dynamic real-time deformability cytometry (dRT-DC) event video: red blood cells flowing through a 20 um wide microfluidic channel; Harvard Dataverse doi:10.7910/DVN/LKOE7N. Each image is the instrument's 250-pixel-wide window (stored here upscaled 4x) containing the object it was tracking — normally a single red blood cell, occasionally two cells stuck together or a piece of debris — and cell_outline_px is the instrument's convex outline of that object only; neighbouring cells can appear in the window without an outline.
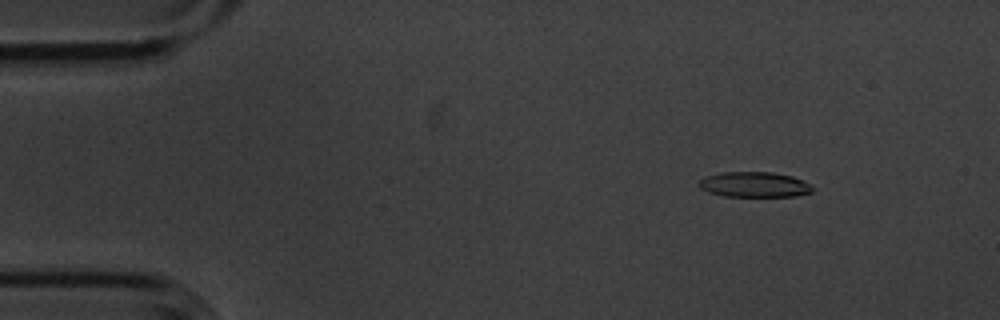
{"species": "common noctule bat (a hibernating species)", "species_latin": "Nyctalus noctula", "temperature_condition": "cold", "stored_images_in_passage": 5, "camera_frame_rate_fps": 3000, "um_per_image_px": 0.085, "animal": {"sex": "male", "body_mass_g": 20.1, "forearm_length_mm": 53.5}, "frame": {"image": 1, "passage_image": 1, "time_ms": 0.0, "image_size_px": [1000, 320], "cell_outline_px": [[812, 192], [796, 196], [724, 196], [708, 192], [700, 188], [696, 184], [704, 176], [720, 172], [772, 172], [792, 176], [808, 184], [812, 188]], "centroid_in_image_um": [64.04, 15.68], "position_along_channel_um": 21.0, "area_um2": 16.7}}
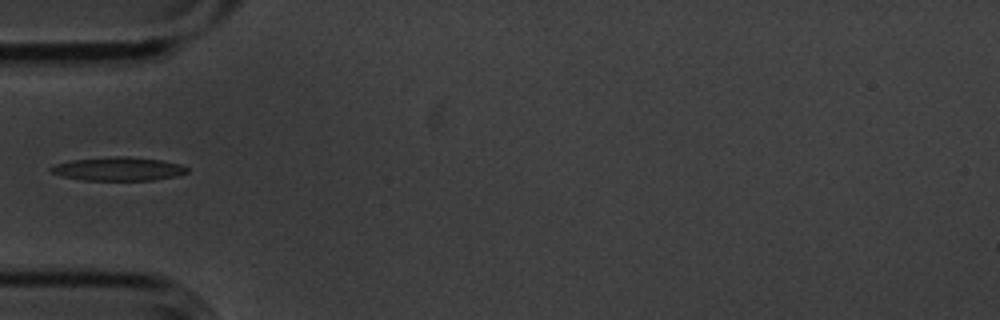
{"frame": {"image": 2, "passage_image": 4, "time_ms": 1.0, "image_size_px": [1000, 320], "cell_outline_px": [[188, 172], [176, 176], [152, 180], [84, 180], [60, 176], [52, 172], [48, 168], [56, 164], [72, 160], [112, 156], [132, 156], [160, 160], [180, 164], [188, 168]], "centroid_in_image_um": [10.05, 14.35], "position_along_channel_um": 74.9, "area_um2": 18.73}}
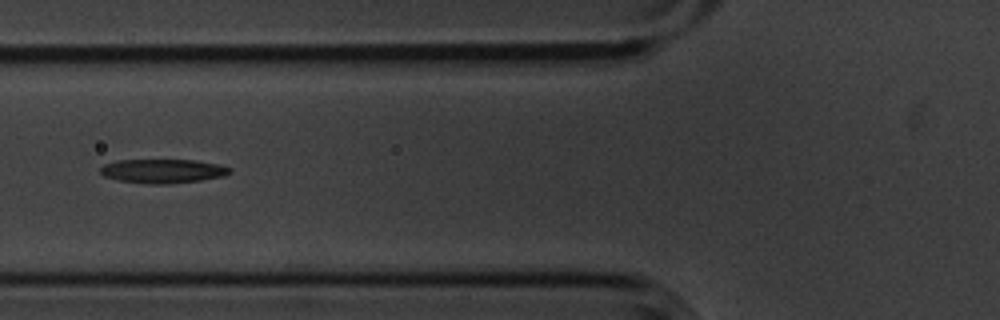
{"frame": {"image": 3, "passage_image": 5, "time_ms": 1.333, "image_size_px": [1000, 320], "cell_outline_px": [[232, 172], [224, 176], [200, 180], [172, 184], [148, 184], [116, 180], [104, 176], [100, 172], [100, 168], [104, 164], [116, 160], [196, 160], [216, 164], [232, 168]], "centroid_in_image_um": [13.83, 14.54], "position_along_channel_um": 112.0, "area_um2": 18.26}}